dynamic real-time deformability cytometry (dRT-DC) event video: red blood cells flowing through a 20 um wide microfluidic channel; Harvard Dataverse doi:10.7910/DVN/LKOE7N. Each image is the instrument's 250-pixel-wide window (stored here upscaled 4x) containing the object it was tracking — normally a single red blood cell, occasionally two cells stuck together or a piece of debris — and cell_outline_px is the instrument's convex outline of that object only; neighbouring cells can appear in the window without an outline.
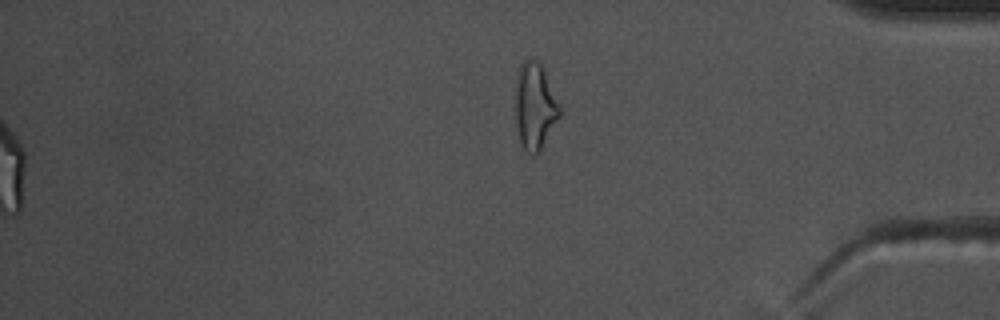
{"species": "common noctule bat (a hibernating species)", "species_latin": "Nyctalus noctula", "temperature_condition": "warm", "stored_images_in_passage": 56, "segment_of_instrument_passage": [2, 2], "camera_frame_rate_fps": 3000, "um_per_image_px": 0.085, "animal": {"sex": "male", "body_mass_g": 17.5, "forearm_length_mm": 52.3}, "frame": {"image": 1, "passage_image": 56, "time_ms": 18.333, "image_size_px": [1000, 320], "cell_outline_px": [[560, 116], [540, 152], [536, 156], [532, 156], [520, 144], [516, 124], [516, 80], [520, 64], [528, 56], [540, 60], [560, 104]], "centroid_in_image_um": [45.47, 9.0], "position_along_channel_um": 389.7, "area_um2": 22.77}}